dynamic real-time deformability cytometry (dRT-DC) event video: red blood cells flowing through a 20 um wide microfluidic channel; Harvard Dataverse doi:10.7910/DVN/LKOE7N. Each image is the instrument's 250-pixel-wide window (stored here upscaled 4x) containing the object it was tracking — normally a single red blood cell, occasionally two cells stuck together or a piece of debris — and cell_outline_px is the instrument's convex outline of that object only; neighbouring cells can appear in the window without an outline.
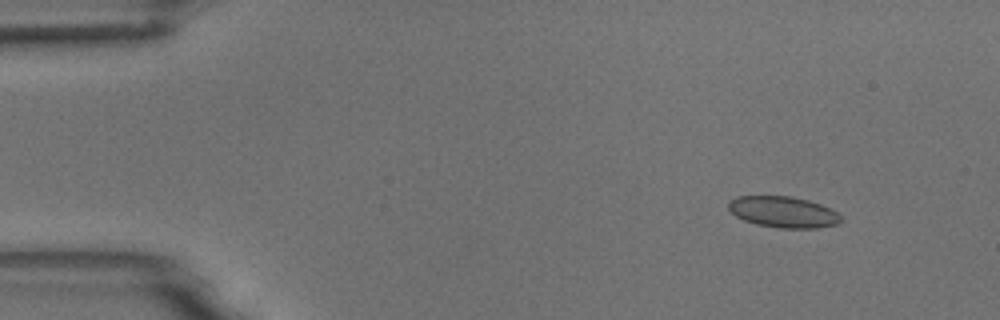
{"species": "common noctule bat (a hibernating species)", "species_latin": "Nyctalus noctula", "temperature_condition": "room temperature", "stored_images_in_passage": 5, "camera_frame_rate_fps": 3000, "um_per_image_px": 0.085, "animal": {"sex": "male", "body_mass_g": 18.8}, "frame": {"image": 1, "passage_image": 2, "time_ms": 0.333, "image_size_px": [1000, 320], "cell_outline_px": [[840, 220], [836, 224], [816, 228], [780, 228], [756, 224], [744, 220], [736, 216], [728, 208], [728, 200], [736, 196], [792, 196], [808, 200], [820, 204], [836, 212], [840, 216]], "centroid_in_image_um": [66.52, 18.01], "position_along_channel_um": 18.5, "area_um2": 20.29}}
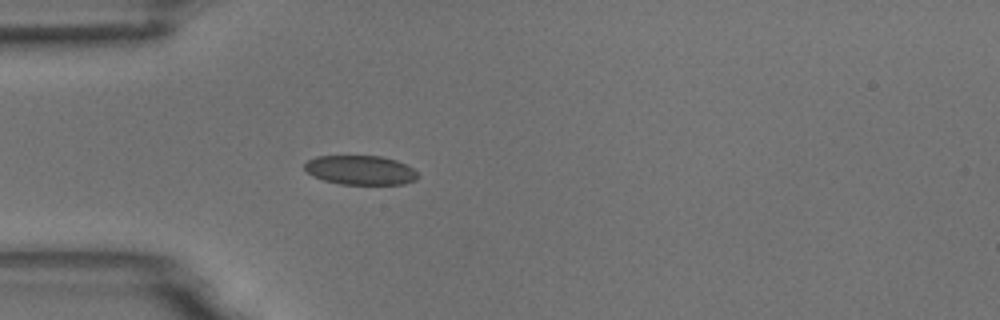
{"frame": {"image": 2, "passage_image": 5, "time_ms": 1.333, "image_size_px": [1000, 320], "cell_outline_px": [[420, 176], [416, 180], [404, 184], [340, 184], [324, 180], [312, 176], [304, 168], [304, 164], [308, 160], [316, 156], [384, 156], [396, 160], [412, 168]], "centroid_in_image_um": [30.64, 14.46], "position_along_channel_um": 54.4, "area_um2": 19.36}}